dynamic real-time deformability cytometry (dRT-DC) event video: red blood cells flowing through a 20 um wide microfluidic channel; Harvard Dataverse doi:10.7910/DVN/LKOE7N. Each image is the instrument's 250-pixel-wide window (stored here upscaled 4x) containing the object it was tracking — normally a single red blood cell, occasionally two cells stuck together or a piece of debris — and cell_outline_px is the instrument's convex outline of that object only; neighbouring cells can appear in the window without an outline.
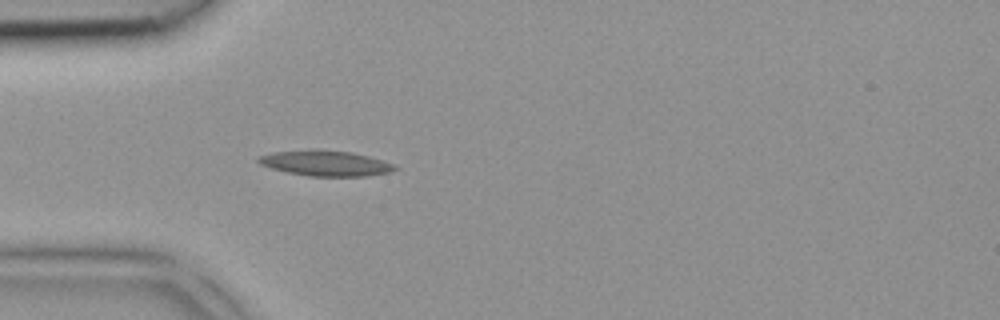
{"species": "common noctule bat (a hibernating species)", "species_latin": "Nyctalus noctula", "temperature_condition": "room temperature", "stored_images_in_passage": 4, "camera_frame_rate_fps": 3000, "um_per_image_px": 0.085, "animal": {"sex": "female", "body_mass_g": 18.4}, "frame": {"image": 1, "passage_image": 4, "time_ms": 1.0, "image_size_px": [1000, 320], "cell_outline_px": [[400, 168], [388, 172], [368, 176], [308, 176], [288, 172], [272, 168], [260, 164], [256, 160], [256, 156], [272, 152], [316, 148], [352, 152], [368, 156], [392, 164]], "centroid_in_image_um": [27.61, 13.85], "position_along_channel_um": 57.4, "area_um2": 20.4}}